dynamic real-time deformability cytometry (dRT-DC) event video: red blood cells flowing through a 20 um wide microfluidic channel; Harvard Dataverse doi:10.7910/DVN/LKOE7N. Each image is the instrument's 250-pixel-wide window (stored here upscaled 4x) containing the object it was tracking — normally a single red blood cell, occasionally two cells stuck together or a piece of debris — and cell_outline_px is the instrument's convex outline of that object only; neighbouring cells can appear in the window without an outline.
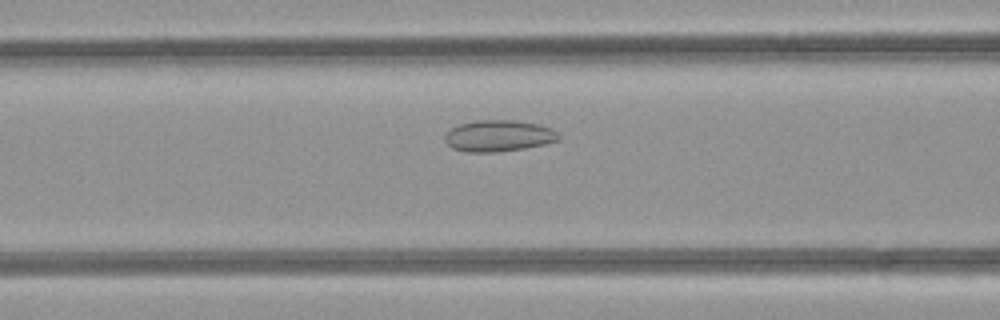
{"species": "common noctule bat (a hibernating species)", "species_latin": "Nyctalus noctula", "temperature_condition": "room temperature", "stored_images_in_passage": 42, "camera_frame_rate_fps": 3000, "um_per_image_px": 0.085, "animal": {"sex": "female", "body_mass_g": 21.9}, "frame": {"image": 1, "passage_image": 13, "time_ms": 4.0, "image_size_px": [1000, 320], "cell_outline_px": [[560, 140], [544, 144], [524, 148], [496, 152], [464, 152], [452, 148], [444, 140], [444, 136], [452, 128], [460, 124], [476, 120], [516, 120], [540, 124], [552, 128], [560, 136]], "centroid_in_image_um": [42.39, 11.54], "position_along_channel_um": 124.2, "area_um2": 20.92}}
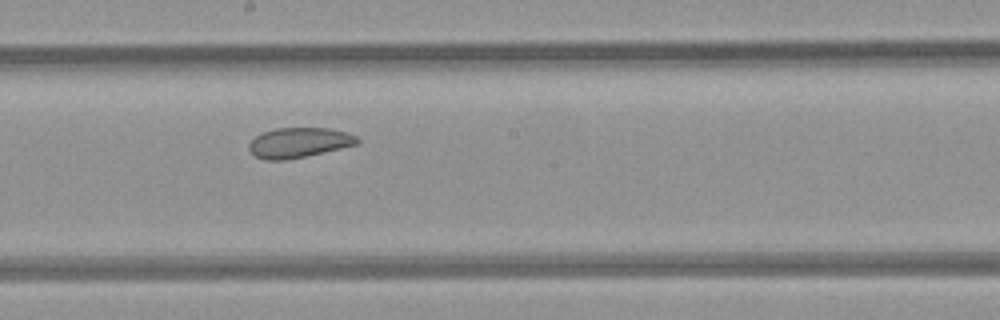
{"frame": {"image": 2, "passage_image": 20, "time_ms": 6.333, "image_size_px": [1000, 320], "cell_outline_px": [[360, 140], [356, 144], [340, 148], [304, 156], [284, 160], [264, 160], [256, 156], [248, 148], [248, 144], [256, 136], [264, 132], [276, 128], [332, 128], [356, 136]], "centroid_in_image_um": [25.38, 12.11], "position_along_channel_um": 222.8, "area_um2": 18.61}}
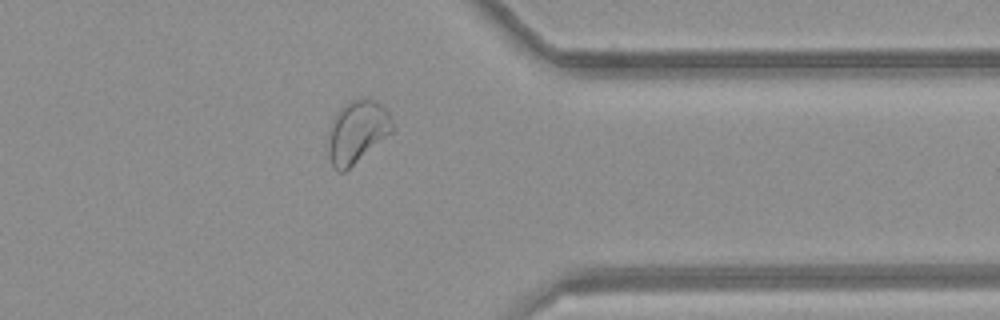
{"frame": {"image": 3, "passage_image": 32, "time_ms": 10.333, "image_size_px": [1000, 320], "cell_outline_px": [[392, 132], [344, 172], [340, 172], [332, 168], [328, 156], [328, 136], [332, 120], [336, 112], [344, 104], [352, 100], [364, 96], [376, 100], [388, 112], [392, 120]], "centroid_in_image_um": [30.32, 11.18], "position_along_channel_um": 381.1, "area_um2": 23.47}, "authors_computed_cell_mechanics": {"area_um2": 23.2067, "velocity_mm_per_s": 4.2237, "shape_relaxation_time_tau1_ms": null, "shape_relaxation_time_tau2_ms": 2.1768, "deformation_change_tau1": null, "deformation_change_tau2": 0.0566}}